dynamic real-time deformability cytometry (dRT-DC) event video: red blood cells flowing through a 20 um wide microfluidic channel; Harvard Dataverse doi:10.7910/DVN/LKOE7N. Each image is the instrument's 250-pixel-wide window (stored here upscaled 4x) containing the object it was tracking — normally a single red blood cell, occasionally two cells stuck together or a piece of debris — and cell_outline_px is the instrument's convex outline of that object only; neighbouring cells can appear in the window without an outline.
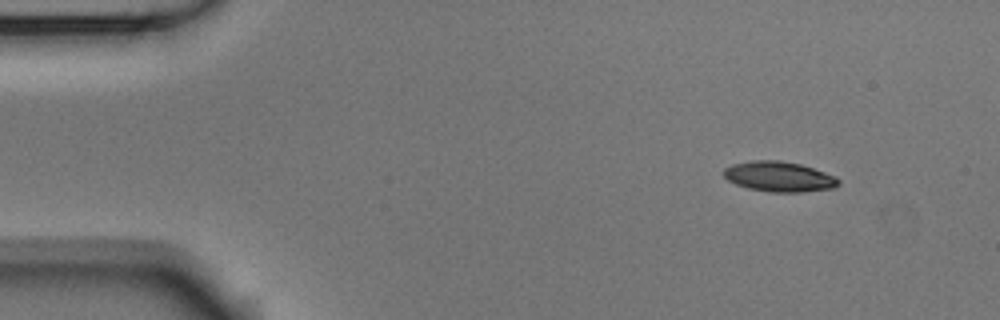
{"species": "Egyptian fruit bat (a non-hibernating species)", "species_latin": "Rousettus aegyptiacus", "temperature_condition": "room temperature", "stored_images_in_passage": 4, "segment_of_instrument_passage": [1, 2], "camera_frame_rate_fps": 3000, "um_per_image_px": 0.085, "animal": {"sex": "male"}, "frame": {"image": 1, "passage_image": 1, "time_ms": 0.0, "image_size_px": [1000, 320], "cell_outline_px": [[840, 184], [832, 188], [800, 192], [768, 192], [748, 188], [736, 184], [728, 180], [724, 176], [724, 168], [732, 164], [752, 160], [780, 160], [800, 164], [836, 176], [840, 180]], "centroid_in_image_um": [66.22, 15.01], "position_along_channel_um": 18.8, "area_um2": 20.17}}